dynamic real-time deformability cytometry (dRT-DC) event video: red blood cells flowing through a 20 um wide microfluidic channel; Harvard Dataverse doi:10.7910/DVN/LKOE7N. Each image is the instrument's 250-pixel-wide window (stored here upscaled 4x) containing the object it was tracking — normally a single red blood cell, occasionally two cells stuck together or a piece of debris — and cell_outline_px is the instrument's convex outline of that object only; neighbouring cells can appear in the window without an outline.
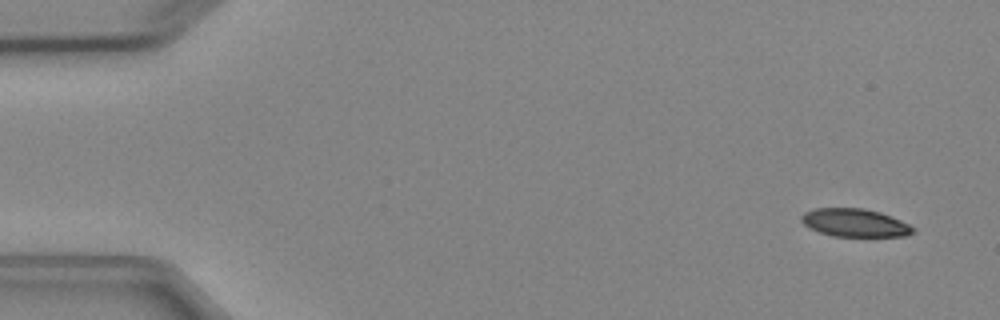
{"species": "Egyptian fruit bat (a non-hibernating species)", "species_latin": "Rousettus aegyptiacus", "temperature_condition": "cold", "stored_images_in_passage": 5, "camera_frame_rate_fps": 3000, "um_per_image_px": 0.085, "animal": {"sex": "female"}, "frame": {"image": 1, "passage_image": 1, "time_ms": 0.0, "image_size_px": [1000, 320], "cell_outline_px": [[916, 228], [908, 236], [832, 236], [808, 228], [800, 220], [800, 216], [804, 212], [816, 208], [864, 208], [880, 212], [900, 220]], "centroid_in_image_um": [72.63, 18.93], "position_along_channel_um": 12.4, "area_um2": 18.26}}
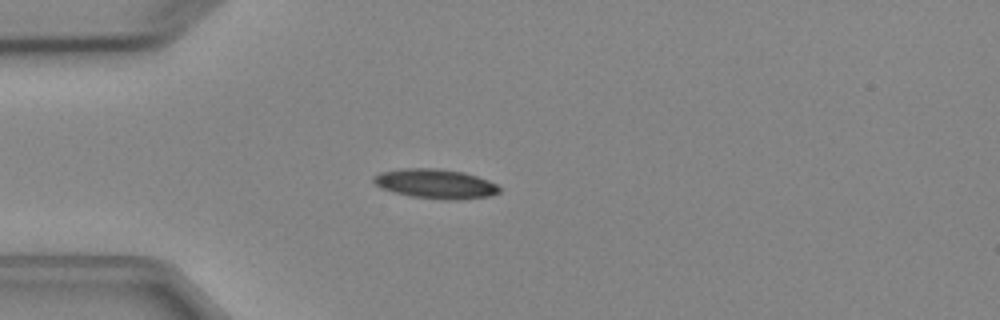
{"frame": {"image": 2, "passage_image": 4, "time_ms": 3.667, "image_size_px": [1000, 320], "cell_outline_px": [[500, 192], [488, 196], [460, 200], [444, 200], [412, 196], [380, 188], [372, 180], [372, 176], [380, 172], [404, 168], [440, 168], [464, 172], [488, 180], [496, 184], [500, 188]], "centroid_in_image_um": [37.01, 15.61], "position_along_channel_um": 48.0, "area_um2": 21.68}}